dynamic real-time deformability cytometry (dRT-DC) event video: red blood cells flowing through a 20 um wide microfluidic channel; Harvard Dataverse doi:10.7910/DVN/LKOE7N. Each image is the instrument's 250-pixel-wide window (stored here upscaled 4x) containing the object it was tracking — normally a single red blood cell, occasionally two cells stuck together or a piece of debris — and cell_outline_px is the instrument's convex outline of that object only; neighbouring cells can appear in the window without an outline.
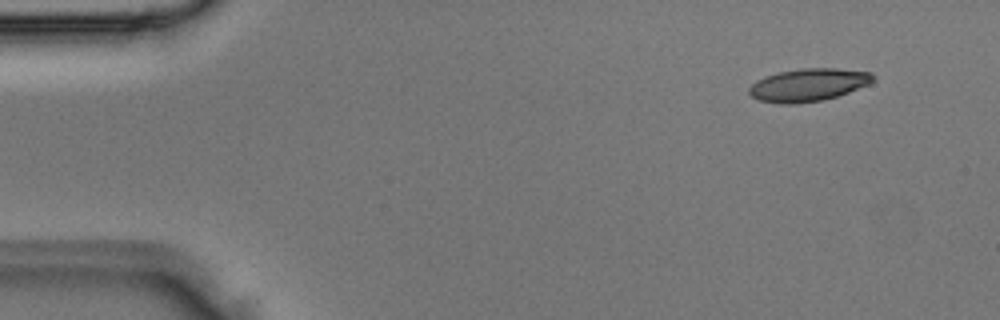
{"species": "Egyptian fruit bat (a non-hibernating species)", "species_latin": "Rousettus aegyptiacus", "temperature_condition": "room temperature", "stored_images_in_passage": 3, "segment_of_instrument_passage": [2, 2], "camera_frame_rate_fps": 3000, "um_per_image_px": 0.085, "animal": {"sex": "male"}, "frame": {"image": 1, "passage_image": 3, "time_ms": 0.667, "image_size_px": [1000, 320], "cell_outline_px": [[876, 80], [872, 84], [836, 96], [820, 100], [796, 104], [780, 104], [760, 100], [752, 96], [748, 92], [748, 88], [756, 80], [764, 76], [780, 72], [800, 68], [836, 68], [872, 72], [876, 76]], "centroid_in_image_um": [68.75, 7.2], "position_along_channel_um": 16.3, "area_um2": 23.87}}